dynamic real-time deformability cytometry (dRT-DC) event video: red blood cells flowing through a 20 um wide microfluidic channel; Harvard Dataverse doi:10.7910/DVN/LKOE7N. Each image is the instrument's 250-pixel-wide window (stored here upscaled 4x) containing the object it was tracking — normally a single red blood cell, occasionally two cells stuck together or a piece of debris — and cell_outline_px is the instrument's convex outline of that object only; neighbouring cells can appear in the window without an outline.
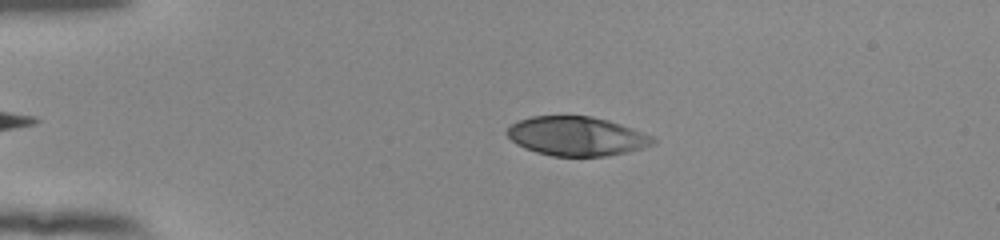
{"species": "human", "species_latin": "Homo sapiens", "temperature_condition": "room temperature", "stored_images_in_passage": 53, "camera_frame_rate_fps": 3000, "um_per_image_px": 0.085, "donor": {"sex": "female"}, "frame": {"image": 1, "passage_image": 12, "time_ms": 3.667, "image_size_px": [1000, 240], "cell_outline_px": [[656, 144], [644, 148], [628, 152], [608, 156], [552, 156], [536, 152], [524, 148], [516, 144], [504, 132], [512, 124], [520, 120], [532, 116], [592, 116], [608, 120], [632, 128], [652, 136], [656, 140]], "centroid_in_image_um": [49.03, 11.58], "position_along_channel_um": 36.0, "area_um2": 33.41}}
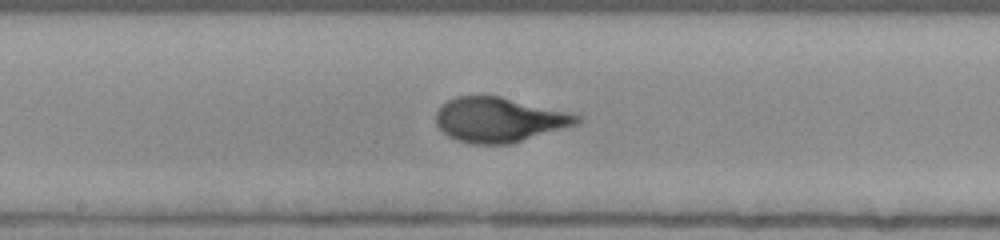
{"frame": {"image": 2, "passage_image": 29, "time_ms": 9.333, "image_size_px": [1000, 240], "cell_outline_px": [[580, 120], [576, 124], [508, 144], [472, 144], [456, 140], [448, 136], [436, 124], [436, 112], [440, 104], [456, 96], [500, 96], [568, 112], [580, 116]], "centroid_in_image_um": [42.35, 10.17], "position_along_channel_um": 205.8, "area_um2": 36.3}}
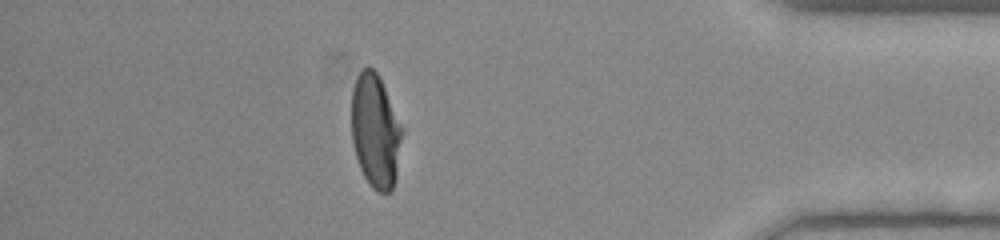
{"frame": {"image": 3, "passage_image": 47, "time_ms": 15.333, "image_size_px": [1000, 240], "cell_outline_px": [[404, 132], [396, 180], [392, 188], [388, 192], [380, 192], [372, 188], [368, 184], [360, 168], [356, 156], [352, 140], [352, 88], [356, 76], [368, 64], [376, 72], [404, 128]], "centroid_in_image_um": [31.93, 11.16], "position_along_channel_um": 403.3, "area_um2": 33.81}, "authors_computed_cell_mechanics": {"area_um2": 35.547, "velocity_mm_per_s": 3.8859, "shape_relaxation_time_tau1_ms": 3.8869, "shape_relaxation_time_tau2_ms": null, "deformation_change_tau1": 0.2204, "deformation_change_tau2": null}}